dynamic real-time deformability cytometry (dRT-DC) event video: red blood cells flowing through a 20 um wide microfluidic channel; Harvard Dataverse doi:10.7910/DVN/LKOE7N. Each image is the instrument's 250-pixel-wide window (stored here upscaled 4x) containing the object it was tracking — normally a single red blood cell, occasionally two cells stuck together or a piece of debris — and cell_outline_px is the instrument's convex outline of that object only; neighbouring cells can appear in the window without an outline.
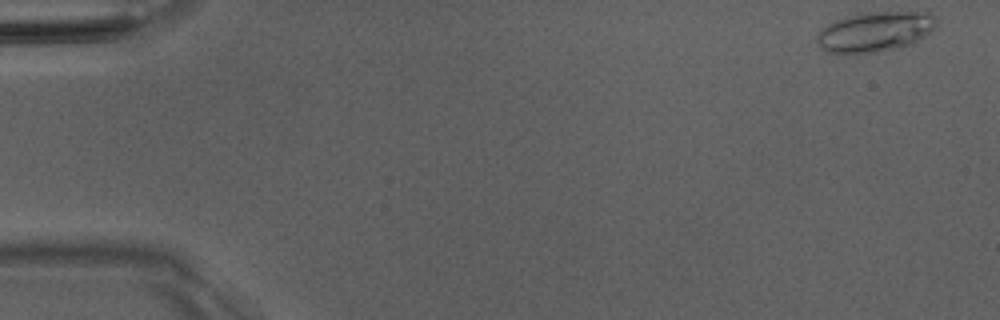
{"species": "Egyptian fruit bat (a non-hibernating species)", "species_latin": "Rousettus aegyptiacus", "temperature_condition": "room temperature", "stored_images_in_passage": 21, "camera_frame_rate_fps": 3000, "um_per_image_px": 0.085, "animal": {"sex": "male"}, "frame": {"image": 1, "passage_image": 1, "time_ms": 0.0, "image_size_px": [1000, 320], "cell_outline_px": [[936, 24], [932, 32], [908, 44], [876, 52], [828, 52], [820, 48], [816, 44], [816, 36], [828, 24], [836, 20], [860, 12], [928, 12], [936, 20]], "centroid_in_image_um": [74.35, 2.67], "position_along_channel_um": 10.6, "area_um2": 27.28}}